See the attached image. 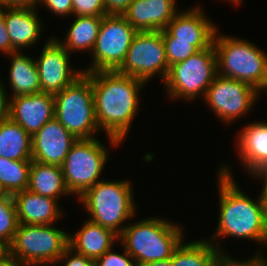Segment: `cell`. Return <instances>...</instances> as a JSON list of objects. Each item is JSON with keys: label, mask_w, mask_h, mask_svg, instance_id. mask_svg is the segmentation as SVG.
I'll return each instance as SVG.
<instances>
[{"label": "cell", "mask_w": 267, "mask_h": 266, "mask_svg": "<svg viewBox=\"0 0 267 266\" xmlns=\"http://www.w3.org/2000/svg\"><path fill=\"white\" fill-rule=\"evenodd\" d=\"M92 82L96 120L113 147L126 139L139 108L144 81L115 71L85 73ZM125 138V139H124Z\"/></svg>", "instance_id": "cell-1"}, {"label": "cell", "mask_w": 267, "mask_h": 266, "mask_svg": "<svg viewBox=\"0 0 267 266\" xmlns=\"http://www.w3.org/2000/svg\"><path fill=\"white\" fill-rule=\"evenodd\" d=\"M218 171L219 219L217 229L209 241L219 248L222 255L226 253L216 244L221 237H237L267 245L260 194L254 201L242 192L229 166L222 165Z\"/></svg>", "instance_id": "cell-2"}, {"label": "cell", "mask_w": 267, "mask_h": 266, "mask_svg": "<svg viewBox=\"0 0 267 266\" xmlns=\"http://www.w3.org/2000/svg\"><path fill=\"white\" fill-rule=\"evenodd\" d=\"M182 230L166 218L150 217L130 225L127 223L119 235V242L139 266L171 258L184 240Z\"/></svg>", "instance_id": "cell-3"}, {"label": "cell", "mask_w": 267, "mask_h": 266, "mask_svg": "<svg viewBox=\"0 0 267 266\" xmlns=\"http://www.w3.org/2000/svg\"><path fill=\"white\" fill-rule=\"evenodd\" d=\"M213 46L217 57V74L248 83L259 92H267V54L244 38L219 33Z\"/></svg>", "instance_id": "cell-4"}, {"label": "cell", "mask_w": 267, "mask_h": 266, "mask_svg": "<svg viewBox=\"0 0 267 266\" xmlns=\"http://www.w3.org/2000/svg\"><path fill=\"white\" fill-rule=\"evenodd\" d=\"M132 187L131 182L127 180L101 179L77 199L89 213L88 220L112 230L119 236L126 227L123 223L132 219L137 211Z\"/></svg>", "instance_id": "cell-5"}, {"label": "cell", "mask_w": 267, "mask_h": 266, "mask_svg": "<svg viewBox=\"0 0 267 266\" xmlns=\"http://www.w3.org/2000/svg\"><path fill=\"white\" fill-rule=\"evenodd\" d=\"M54 106V117L77 139H94L95 133L100 131L92 82L85 73L54 94Z\"/></svg>", "instance_id": "cell-6"}, {"label": "cell", "mask_w": 267, "mask_h": 266, "mask_svg": "<svg viewBox=\"0 0 267 266\" xmlns=\"http://www.w3.org/2000/svg\"><path fill=\"white\" fill-rule=\"evenodd\" d=\"M53 225L19 224L6 250L25 266H55L69 247V233Z\"/></svg>", "instance_id": "cell-7"}, {"label": "cell", "mask_w": 267, "mask_h": 266, "mask_svg": "<svg viewBox=\"0 0 267 266\" xmlns=\"http://www.w3.org/2000/svg\"><path fill=\"white\" fill-rule=\"evenodd\" d=\"M217 76V57L213 44L198 51L185 61L175 63L163 84L168 91L169 99L193 100L199 96L204 98L208 87Z\"/></svg>", "instance_id": "cell-8"}, {"label": "cell", "mask_w": 267, "mask_h": 266, "mask_svg": "<svg viewBox=\"0 0 267 266\" xmlns=\"http://www.w3.org/2000/svg\"><path fill=\"white\" fill-rule=\"evenodd\" d=\"M97 138L78 139L61 165L66 188L78 198L99 181L109 153Z\"/></svg>", "instance_id": "cell-9"}, {"label": "cell", "mask_w": 267, "mask_h": 266, "mask_svg": "<svg viewBox=\"0 0 267 266\" xmlns=\"http://www.w3.org/2000/svg\"><path fill=\"white\" fill-rule=\"evenodd\" d=\"M137 30L123 15L107 14L102 18L96 43L90 51L92 65L83 73L115 71L125 60L127 51Z\"/></svg>", "instance_id": "cell-10"}, {"label": "cell", "mask_w": 267, "mask_h": 266, "mask_svg": "<svg viewBox=\"0 0 267 266\" xmlns=\"http://www.w3.org/2000/svg\"><path fill=\"white\" fill-rule=\"evenodd\" d=\"M116 71L145 83L157 74L164 82L169 71V64L162 33L160 31L137 32L124 62Z\"/></svg>", "instance_id": "cell-11"}, {"label": "cell", "mask_w": 267, "mask_h": 266, "mask_svg": "<svg viewBox=\"0 0 267 266\" xmlns=\"http://www.w3.org/2000/svg\"><path fill=\"white\" fill-rule=\"evenodd\" d=\"M259 94L260 92L248 83L217 74L203 99L221 122L230 125L248 114Z\"/></svg>", "instance_id": "cell-12"}, {"label": "cell", "mask_w": 267, "mask_h": 266, "mask_svg": "<svg viewBox=\"0 0 267 266\" xmlns=\"http://www.w3.org/2000/svg\"><path fill=\"white\" fill-rule=\"evenodd\" d=\"M70 55L55 36L47 39L40 56L35 60L41 92H60L83 74V71L70 67Z\"/></svg>", "instance_id": "cell-13"}, {"label": "cell", "mask_w": 267, "mask_h": 266, "mask_svg": "<svg viewBox=\"0 0 267 266\" xmlns=\"http://www.w3.org/2000/svg\"><path fill=\"white\" fill-rule=\"evenodd\" d=\"M54 94L39 92L9 99V118L33 137L54 118Z\"/></svg>", "instance_id": "cell-14"}, {"label": "cell", "mask_w": 267, "mask_h": 266, "mask_svg": "<svg viewBox=\"0 0 267 266\" xmlns=\"http://www.w3.org/2000/svg\"><path fill=\"white\" fill-rule=\"evenodd\" d=\"M77 140L54 117L32 137V160L61 166Z\"/></svg>", "instance_id": "cell-15"}, {"label": "cell", "mask_w": 267, "mask_h": 266, "mask_svg": "<svg viewBox=\"0 0 267 266\" xmlns=\"http://www.w3.org/2000/svg\"><path fill=\"white\" fill-rule=\"evenodd\" d=\"M176 40L193 41L199 50L209 48L214 41L217 27L199 6L178 11L165 28Z\"/></svg>", "instance_id": "cell-16"}, {"label": "cell", "mask_w": 267, "mask_h": 266, "mask_svg": "<svg viewBox=\"0 0 267 266\" xmlns=\"http://www.w3.org/2000/svg\"><path fill=\"white\" fill-rule=\"evenodd\" d=\"M238 155L250 175L267 176V122L250 123L239 131Z\"/></svg>", "instance_id": "cell-17"}, {"label": "cell", "mask_w": 267, "mask_h": 266, "mask_svg": "<svg viewBox=\"0 0 267 266\" xmlns=\"http://www.w3.org/2000/svg\"><path fill=\"white\" fill-rule=\"evenodd\" d=\"M177 0H133L125 19L138 31H161L177 12Z\"/></svg>", "instance_id": "cell-18"}, {"label": "cell", "mask_w": 267, "mask_h": 266, "mask_svg": "<svg viewBox=\"0 0 267 266\" xmlns=\"http://www.w3.org/2000/svg\"><path fill=\"white\" fill-rule=\"evenodd\" d=\"M37 12V7H4V21L16 51L29 49L39 41L43 26Z\"/></svg>", "instance_id": "cell-19"}, {"label": "cell", "mask_w": 267, "mask_h": 266, "mask_svg": "<svg viewBox=\"0 0 267 266\" xmlns=\"http://www.w3.org/2000/svg\"><path fill=\"white\" fill-rule=\"evenodd\" d=\"M19 224L48 225L55 224L62 216L58 200L41 196L28 189L13 195Z\"/></svg>", "instance_id": "cell-20"}, {"label": "cell", "mask_w": 267, "mask_h": 266, "mask_svg": "<svg viewBox=\"0 0 267 266\" xmlns=\"http://www.w3.org/2000/svg\"><path fill=\"white\" fill-rule=\"evenodd\" d=\"M83 224L75 235L69 234V247L78 254L96 260L119 241V236L108 228L90 220Z\"/></svg>", "instance_id": "cell-21"}, {"label": "cell", "mask_w": 267, "mask_h": 266, "mask_svg": "<svg viewBox=\"0 0 267 266\" xmlns=\"http://www.w3.org/2000/svg\"><path fill=\"white\" fill-rule=\"evenodd\" d=\"M6 56L12 57L11 66L9 67V84L13 93L8 97L12 98L18 95L41 92L35 58H31L21 51H16Z\"/></svg>", "instance_id": "cell-22"}, {"label": "cell", "mask_w": 267, "mask_h": 266, "mask_svg": "<svg viewBox=\"0 0 267 266\" xmlns=\"http://www.w3.org/2000/svg\"><path fill=\"white\" fill-rule=\"evenodd\" d=\"M28 190L55 200L71 195L66 188L62 168L59 165L31 161Z\"/></svg>", "instance_id": "cell-23"}, {"label": "cell", "mask_w": 267, "mask_h": 266, "mask_svg": "<svg viewBox=\"0 0 267 266\" xmlns=\"http://www.w3.org/2000/svg\"><path fill=\"white\" fill-rule=\"evenodd\" d=\"M0 157L32 161V137L10 118L0 123Z\"/></svg>", "instance_id": "cell-24"}, {"label": "cell", "mask_w": 267, "mask_h": 266, "mask_svg": "<svg viewBox=\"0 0 267 266\" xmlns=\"http://www.w3.org/2000/svg\"><path fill=\"white\" fill-rule=\"evenodd\" d=\"M223 255L209 240H197L181 244L171 257L172 266H217Z\"/></svg>", "instance_id": "cell-25"}, {"label": "cell", "mask_w": 267, "mask_h": 266, "mask_svg": "<svg viewBox=\"0 0 267 266\" xmlns=\"http://www.w3.org/2000/svg\"><path fill=\"white\" fill-rule=\"evenodd\" d=\"M102 18L100 16H75L66 37L62 41L58 40V42L70 54L73 51H92L98 37Z\"/></svg>", "instance_id": "cell-26"}, {"label": "cell", "mask_w": 267, "mask_h": 266, "mask_svg": "<svg viewBox=\"0 0 267 266\" xmlns=\"http://www.w3.org/2000/svg\"><path fill=\"white\" fill-rule=\"evenodd\" d=\"M31 161L0 157V182L8 194L28 189Z\"/></svg>", "instance_id": "cell-27"}, {"label": "cell", "mask_w": 267, "mask_h": 266, "mask_svg": "<svg viewBox=\"0 0 267 266\" xmlns=\"http://www.w3.org/2000/svg\"><path fill=\"white\" fill-rule=\"evenodd\" d=\"M19 222L13 195L0 197V247L7 249L12 243Z\"/></svg>", "instance_id": "cell-28"}, {"label": "cell", "mask_w": 267, "mask_h": 266, "mask_svg": "<svg viewBox=\"0 0 267 266\" xmlns=\"http://www.w3.org/2000/svg\"><path fill=\"white\" fill-rule=\"evenodd\" d=\"M165 44V52L169 67L175 63L185 61L195 55L199 50L193 41L176 40L166 29L160 31Z\"/></svg>", "instance_id": "cell-29"}, {"label": "cell", "mask_w": 267, "mask_h": 266, "mask_svg": "<svg viewBox=\"0 0 267 266\" xmlns=\"http://www.w3.org/2000/svg\"><path fill=\"white\" fill-rule=\"evenodd\" d=\"M74 16H100L106 14L104 0H72Z\"/></svg>", "instance_id": "cell-30"}, {"label": "cell", "mask_w": 267, "mask_h": 266, "mask_svg": "<svg viewBox=\"0 0 267 266\" xmlns=\"http://www.w3.org/2000/svg\"><path fill=\"white\" fill-rule=\"evenodd\" d=\"M114 247L106 251L95 260V266H138L136 261L127 253L125 248L123 254L114 252Z\"/></svg>", "instance_id": "cell-31"}, {"label": "cell", "mask_w": 267, "mask_h": 266, "mask_svg": "<svg viewBox=\"0 0 267 266\" xmlns=\"http://www.w3.org/2000/svg\"><path fill=\"white\" fill-rule=\"evenodd\" d=\"M257 252L253 254L254 256L248 258V260L242 261L236 260L228 254L223 255L217 266H267V258L263 255V252H260L259 249Z\"/></svg>", "instance_id": "cell-32"}, {"label": "cell", "mask_w": 267, "mask_h": 266, "mask_svg": "<svg viewBox=\"0 0 267 266\" xmlns=\"http://www.w3.org/2000/svg\"><path fill=\"white\" fill-rule=\"evenodd\" d=\"M64 261V266H95V260L76 253L68 247L58 259L57 264Z\"/></svg>", "instance_id": "cell-33"}, {"label": "cell", "mask_w": 267, "mask_h": 266, "mask_svg": "<svg viewBox=\"0 0 267 266\" xmlns=\"http://www.w3.org/2000/svg\"><path fill=\"white\" fill-rule=\"evenodd\" d=\"M39 4L45 5L55 15L73 16L72 0H39L38 6Z\"/></svg>", "instance_id": "cell-34"}, {"label": "cell", "mask_w": 267, "mask_h": 266, "mask_svg": "<svg viewBox=\"0 0 267 266\" xmlns=\"http://www.w3.org/2000/svg\"><path fill=\"white\" fill-rule=\"evenodd\" d=\"M0 52L5 55L16 52V50L12 47L9 38V33L4 21V7L2 6H0Z\"/></svg>", "instance_id": "cell-35"}, {"label": "cell", "mask_w": 267, "mask_h": 266, "mask_svg": "<svg viewBox=\"0 0 267 266\" xmlns=\"http://www.w3.org/2000/svg\"><path fill=\"white\" fill-rule=\"evenodd\" d=\"M133 0H104L106 14L123 15Z\"/></svg>", "instance_id": "cell-36"}, {"label": "cell", "mask_w": 267, "mask_h": 266, "mask_svg": "<svg viewBox=\"0 0 267 266\" xmlns=\"http://www.w3.org/2000/svg\"><path fill=\"white\" fill-rule=\"evenodd\" d=\"M4 85V86H3ZM5 84L0 80V123L9 118V94L7 95Z\"/></svg>", "instance_id": "cell-37"}, {"label": "cell", "mask_w": 267, "mask_h": 266, "mask_svg": "<svg viewBox=\"0 0 267 266\" xmlns=\"http://www.w3.org/2000/svg\"><path fill=\"white\" fill-rule=\"evenodd\" d=\"M39 0H0L2 7H38Z\"/></svg>", "instance_id": "cell-38"}, {"label": "cell", "mask_w": 267, "mask_h": 266, "mask_svg": "<svg viewBox=\"0 0 267 266\" xmlns=\"http://www.w3.org/2000/svg\"><path fill=\"white\" fill-rule=\"evenodd\" d=\"M256 178H261L262 181L264 180V185H262L263 187L260 193V199L263 207V221L267 231V176H257Z\"/></svg>", "instance_id": "cell-39"}, {"label": "cell", "mask_w": 267, "mask_h": 266, "mask_svg": "<svg viewBox=\"0 0 267 266\" xmlns=\"http://www.w3.org/2000/svg\"><path fill=\"white\" fill-rule=\"evenodd\" d=\"M0 266H25L6 249L0 253Z\"/></svg>", "instance_id": "cell-40"}, {"label": "cell", "mask_w": 267, "mask_h": 266, "mask_svg": "<svg viewBox=\"0 0 267 266\" xmlns=\"http://www.w3.org/2000/svg\"><path fill=\"white\" fill-rule=\"evenodd\" d=\"M139 266H172V260L171 258L161 261H155V262H149L146 264H142Z\"/></svg>", "instance_id": "cell-41"}, {"label": "cell", "mask_w": 267, "mask_h": 266, "mask_svg": "<svg viewBox=\"0 0 267 266\" xmlns=\"http://www.w3.org/2000/svg\"><path fill=\"white\" fill-rule=\"evenodd\" d=\"M9 194L7 193V191L5 190V188L3 187V185L0 182V197L1 196H8Z\"/></svg>", "instance_id": "cell-42"}, {"label": "cell", "mask_w": 267, "mask_h": 266, "mask_svg": "<svg viewBox=\"0 0 267 266\" xmlns=\"http://www.w3.org/2000/svg\"><path fill=\"white\" fill-rule=\"evenodd\" d=\"M228 2L230 1L231 3H233L234 5H238V3H241L242 0H227Z\"/></svg>", "instance_id": "cell-43"}]
</instances>
